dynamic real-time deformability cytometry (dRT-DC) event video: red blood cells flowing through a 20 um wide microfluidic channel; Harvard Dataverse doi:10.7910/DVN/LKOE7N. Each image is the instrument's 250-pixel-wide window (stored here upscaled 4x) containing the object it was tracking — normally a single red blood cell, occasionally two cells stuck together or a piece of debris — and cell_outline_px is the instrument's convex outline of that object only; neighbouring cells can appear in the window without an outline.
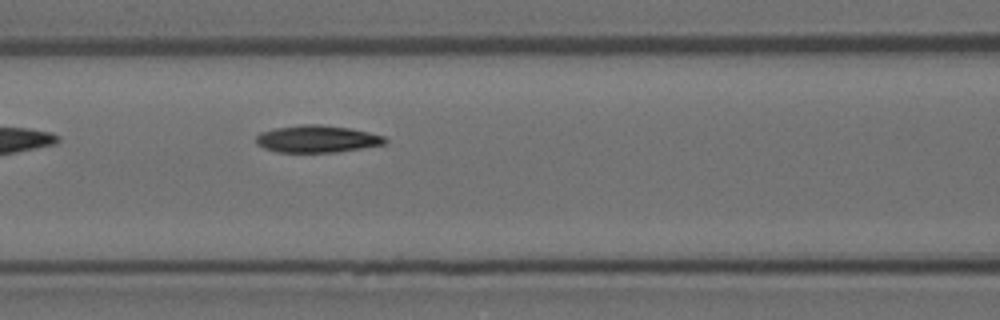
{"species": "Egyptian fruit bat (a non-hibernating species)", "species_latin": "Rousettus aegyptiacus", "temperature_condition": "room temperature", "stored_images_in_passage": 6, "segment_of_instrument_passage": [1, 2], "camera_frame_rate_fps": 3000, "um_per_image_px": 0.085, "animal": {"sex": "female"}, "frame": {"image": 1, "passage_image": 5, "time_ms": 1.333, "image_size_px": [1000, 320], "cell_outline_px": [[388, 140], [384, 144], [336, 152], [276, 152], [264, 148], [256, 144], [256, 136], [260, 132], [276, 128], [304, 124], [320, 124], [348, 128], [368, 132], [384, 136]], "centroid_in_image_um": [26.92, 11.81], "position_along_channel_um": 139.7, "area_um2": 20.29}}